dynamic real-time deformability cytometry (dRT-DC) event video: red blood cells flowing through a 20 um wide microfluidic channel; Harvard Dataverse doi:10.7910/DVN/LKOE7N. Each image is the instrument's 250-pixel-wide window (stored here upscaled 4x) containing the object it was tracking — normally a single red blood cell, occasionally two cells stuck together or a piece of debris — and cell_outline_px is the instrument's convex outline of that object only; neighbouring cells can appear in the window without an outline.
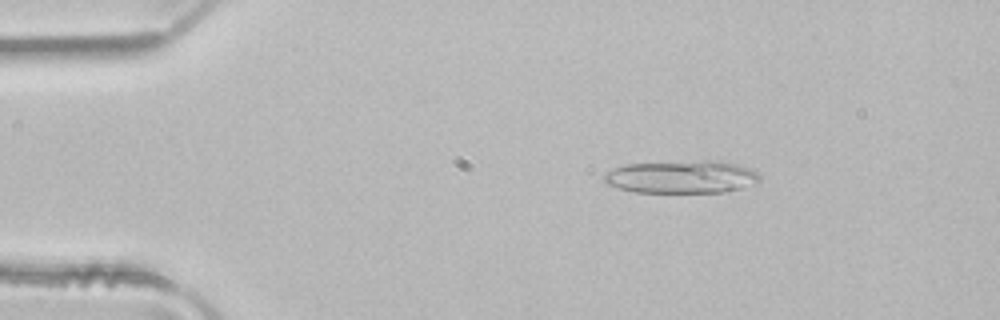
{"species": "common noctule bat (a hibernating species)", "species_latin": "Nyctalus noctula", "temperature_condition": "room temperature", "stored_images_in_passage": 4, "camera_frame_rate_fps": 3000, "um_per_image_px": 0.085, "animal": {"sex": "male", "body_mass_g": 21.5, "forearm_length_mm": 52.0}, "frame": {"image": 1, "passage_image": 2, "time_ms": 0.333, "image_size_px": [1000, 320], "cell_outline_px": [[760, 180], [740, 188], [724, 192], [636, 192], [620, 188], [608, 184], [604, 180], [604, 176], [612, 168], [624, 164], [704, 160], [720, 160], [736, 164], [748, 168], [756, 172], [760, 176]], "centroid_in_image_um": [57.93, 15.02], "position_along_channel_um": 27.1, "area_um2": 29.54}}